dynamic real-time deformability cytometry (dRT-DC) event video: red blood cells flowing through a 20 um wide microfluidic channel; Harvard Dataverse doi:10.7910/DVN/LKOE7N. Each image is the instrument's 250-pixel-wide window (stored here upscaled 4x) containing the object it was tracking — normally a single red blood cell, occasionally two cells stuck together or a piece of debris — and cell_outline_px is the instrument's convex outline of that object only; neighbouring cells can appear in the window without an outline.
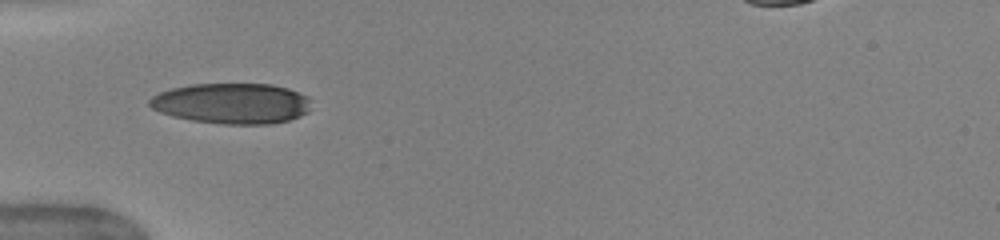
{"species": "human", "species_latin": "Homo sapiens", "temperature_condition": "warm", "stored_images_in_passage": 34, "camera_frame_rate_fps": 3000, "um_per_image_px": 0.085, "donor": {"sex": "female"}, "frame": {"image": 1, "passage_image": 1, "time_ms": 0.0, "image_size_px": [1000, 240], "cell_outline_px": [[308, 112], [300, 116], [288, 120], [272, 124], [224, 124], [192, 120], [172, 116], [160, 112], [152, 108], [148, 104], [148, 100], [152, 96], [160, 92], [172, 88], [192, 84], [272, 84], [288, 88], [308, 96]], "centroid_in_image_um": [19.69, 8.79], "position_along_channel_um": 65.3, "area_um2": 38.21}}
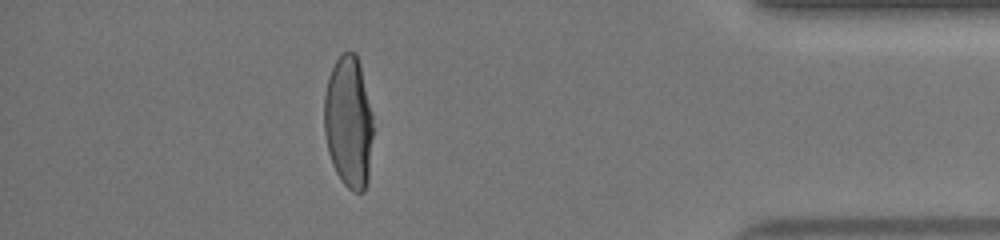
{"frame": {"image": 2, "passage_image": 29, "time_ms": 9.333, "image_size_px": [1000, 240], "cell_outline_px": [[372, 136], [368, 180], [364, 192], [356, 192], [348, 188], [344, 184], [336, 172], [332, 164], [328, 152], [324, 132], [324, 96], [328, 76], [336, 60], [344, 52], [356, 52], [360, 64], [372, 112]], "centroid_in_image_um": [29.62, 10.37], "position_along_channel_um": 405.6, "area_um2": 37.74}, "authors_computed_cell_mechanics": {"area_um2": 38.9283, "velocity_mm_per_s": 4.0381, "shape_relaxation_time_tau1_ms": 3.4985, "shape_relaxation_time_tau2_ms": null, "deformation_change_tau1": 0.1798, "deformation_change_tau2": null}}